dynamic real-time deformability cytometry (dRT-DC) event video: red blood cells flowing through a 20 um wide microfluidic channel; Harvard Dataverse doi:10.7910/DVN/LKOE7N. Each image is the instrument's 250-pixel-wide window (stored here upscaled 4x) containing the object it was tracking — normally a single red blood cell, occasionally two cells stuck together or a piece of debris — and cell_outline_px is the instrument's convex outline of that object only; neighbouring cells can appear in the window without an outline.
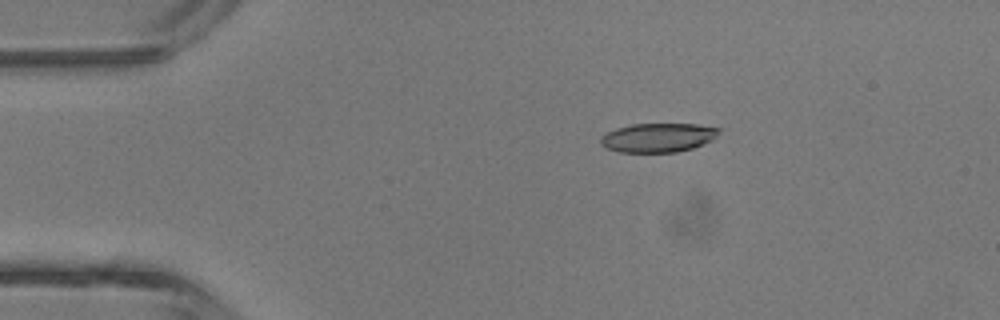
{"species": "common noctule bat (a hibernating species)", "species_latin": "Nyctalus noctula", "temperature_condition": "room temperature", "stored_images_in_passage": 3, "camera_frame_rate_fps": 3000, "um_per_image_px": 0.085, "animal": {"sex": "male", "body_mass_g": 13.3}, "frame": {"image": 1, "passage_image": 2, "time_ms": 1.333, "image_size_px": [1000, 320], "cell_outline_px": [[720, 128], [716, 136], [712, 140], [692, 148], [676, 152], [620, 152], [608, 148], [600, 144], [600, 136], [616, 128], [632, 124], [696, 124]], "centroid_in_image_um": [55.91, 11.69], "position_along_channel_um": 29.1, "area_um2": 19.88}}